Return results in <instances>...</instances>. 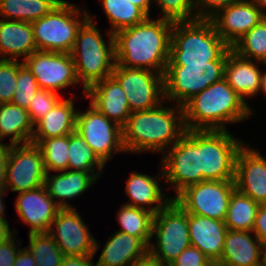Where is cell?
Instances as JSON below:
<instances>
[{
	"label": "cell",
	"instance_id": "11a10c76",
	"mask_svg": "<svg viewBox=\"0 0 266 266\" xmlns=\"http://www.w3.org/2000/svg\"><path fill=\"white\" fill-rule=\"evenodd\" d=\"M261 91L266 95V70L265 71L263 70L262 76H261V88H260V92Z\"/></svg>",
	"mask_w": 266,
	"mask_h": 266
},
{
	"label": "cell",
	"instance_id": "836d02e7",
	"mask_svg": "<svg viewBox=\"0 0 266 266\" xmlns=\"http://www.w3.org/2000/svg\"><path fill=\"white\" fill-rule=\"evenodd\" d=\"M105 164L99 159L83 137L74 131L69 134L67 170L104 173Z\"/></svg>",
	"mask_w": 266,
	"mask_h": 266
},
{
	"label": "cell",
	"instance_id": "ffe728a7",
	"mask_svg": "<svg viewBox=\"0 0 266 266\" xmlns=\"http://www.w3.org/2000/svg\"><path fill=\"white\" fill-rule=\"evenodd\" d=\"M159 171L153 177L146 173L132 172L125 182L124 192L130 199L125 204L147 210L154 215L163 209L172 200V197L167 196L162 189L160 185L162 183L160 180L164 179L162 167Z\"/></svg>",
	"mask_w": 266,
	"mask_h": 266
},
{
	"label": "cell",
	"instance_id": "d4e9b609",
	"mask_svg": "<svg viewBox=\"0 0 266 266\" xmlns=\"http://www.w3.org/2000/svg\"><path fill=\"white\" fill-rule=\"evenodd\" d=\"M263 242L252 231L228 230L225 236L224 248L220 266H254L262 262Z\"/></svg>",
	"mask_w": 266,
	"mask_h": 266
},
{
	"label": "cell",
	"instance_id": "db71d44e",
	"mask_svg": "<svg viewBox=\"0 0 266 266\" xmlns=\"http://www.w3.org/2000/svg\"><path fill=\"white\" fill-rule=\"evenodd\" d=\"M251 1L255 3L266 16V0H251Z\"/></svg>",
	"mask_w": 266,
	"mask_h": 266
},
{
	"label": "cell",
	"instance_id": "c3c4849f",
	"mask_svg": "<svg viewBox=\"0 0 266 266\" xmlns=\"http://www.w3.org/2000/svg\"><path fill=\"white\" fill-rule=\"evenodd\" d=\"M14 266H36L35 259L26 246L19 249Z\"/></svg>",
	"mask_w": 266,
	"mask_h": 266
},
{
	"label": "cell",
	"instance_id": "603a6c76",
	"mask_svg": "<svg viewBox=\"0 0 266 266\" xmlns=\"http://www.w3.org/2000/svg\"><path fill=\"white\" fill-rule=\"evenodd\" d=\"M260 64L265 68L266 64L244 59L232 50L227 54L224 79L246 104L248 98L260 93L263 72Z\"/></svg>",
	"mask_w": 266,
	"mask_h": 266
},
{
	"label": "cell",
	"instance_id": "7402d4cb",
	"mask_svg": "<svg viewBox=\"0 0 266 266\" xmlns=\"http://www.w3.org/2000/svg\"><path fill=\"white\" fill-rule=\"evenodd\" d=\"M100 178L97 172L65 170L57 174L47 173L44 186L61 209L76 208L67 200L81 197Z\"/></svg>",
	"mask_w": 266,
	"mask_h": 266
},
{
	"label": "cell",
	"instance_id": "1f68e13d",
	"mask_svg": "<svg viewBox=\"0 0 266 266\" xmlns=\"http://www.w3.org/2000/svg\"><path fill=\"white\" fill-rule=\"evenodd\" d=\"M259 203L235 190L229 200L224 220L228 230L252 231Z\"/></svg>",
	"mask_w": 266,
	"mask_h": 266
},
{
	"label": "cell",
	"instance_id": "d590c367",
	"mask_svg": "<svg viewBox=\"0 0 266 266\" xmlns=\"http://www.w3.org/2000/svg\"><path fill=\"white\" fill-rule=\"evenodd\" d=\"M28 238L26 248L34 257L36 266H61L65 256L48 232L28 234Z\"/></svg>",
	"mask_w": 266,
	"mask_h": 266
},
{
	"label": "cell",
	"instance_id": "484cf974",
	"mask_svg": "<svg viewBox=\"0 0 266 266\" xmlns=\"http://www.w3.org/2000/svg\"><path fill=\"white\" fill-rule=\"evenodd\" d=\"M35 51L30 22L0 19V59L24 61Z\"/></svg>",
	"mask_w": 266,
	"mask_h": 266
},
{
	"label": "cell",
	"instance_id": "816d5d0a",
	"mask_svg": "<svg viewBox=\"0 0 266 266\" xmlns=\"http://www.w3.org/2000/svg\"><path fill=\"white\" fill-rule=\"evenodd\" d=\"M133 5L138 6L148 17H151L152 12L151 5L154 3V0H129Z\"/></svg>",
	"mask_w": 266,
	"mask_h": 266
},
{
	"label": "cell",
	"instance_id": "f35d334b",
	"mask_svg": "<svg viewBox=\"0 0 266 266\" xmlns=\"http://www.w3.org/2000/svg\"><path fill=\"white\" fill-rule=\"evenodd\" d=\"M16 82L17 86L12 103L27 109L30 100L34 98L40 87L34 75L24 64L18 69Z\"/></svg>",
	"mask_w": 266,
	"mask_h": 266
},
{
	"label": "cell",
	"instance_id": "30bf717a",
	"mask_svg": "<svg viewBox=\"0 0 266 266\" xmlns=\"http://www.w3.org/2000/svg\"><path fill=\"white\" fill-rule=\"evenodd\" d=\"M243 145L228 130H200L202 182L234 180L236 156Z\"/></svg>",
	"mask_w": 266,
	"mask_h": 266
},
{
	"label": "cell",
	"instance_id": "5b68a950",
	"mask_svg": "<svg viewBox=\"0 0 266 266\" xmlns=\"http://www.w3.org/2000/svg\"><path fill=\"white\" fill-rule=\"evenodd\" d=\"M231 47L219 36L210 19L174 22L169 60L174 65L226 60Z\"/></svg>",
	"mask_w": 266,
	"mask_h": 266
},
{
	"label": "cell",
	"instance_id": "ab89813d",
	"mask_svg": "<svg viewBox=\"0 0 266 266\" xmlns=\"http://www.w3.org/2000/svg\"><path fill=\"white\" fill-rule=\"evenodd\" d=\"M22 61L0 59V104L10 103L16 91L18 69Z\"/></svg>",
	"mask_w": 266,
	"mask_h": 266
},
{
	"label": "cell",
	"instance_id": "bcb514c9",
	"mask_svg": "<svg viewBox=\"0 0 266 266\" xmlns=\"http://www.w3.org/2000/svg\"><path fill=\"white\" fill-rule=\"evenodd\" d=\"M9 155V145L0 143V191H7L6 187V167Z\"/></svg>",
	"mask_w": 266,
	"mask_h": 266
},
{
	"label": "cell",
	"instance_id": "6f0895ef",
	"mask_svg": "<svg viewBox=\"0 0 266 266\" xmlns=\"http://www.w3.org/2000/svg\"><path fill=\"white\" fill-rule=\"evenodd\" d=\"M254 266H266V260H263L262 262Z\"/></svg>",
	"mask_w": 266,
	"mask_h": 266
},
{
	"label": "cell",
	"instance_id": "8fae6325",
	"mask_svg": "<svg viewBox=\"0 0 266 266\" xmlns=\"http://www.w3.org/2000/svg\"><path fill=\"white\" fill-rule=\"evenodd\" d=\"M76 131L105 165L113 156L127 153L123 145L122 127L91 104L84 111L78 110Z\"/></svg>",
	"mask_w": 266,
	"mask_h": 266
},
{
	"label": "cell",
	"instance_id": "9c48e42d",
	"mask_svg": "<svg viewBox=\"0 0 266 266\" xmlns=\"http://www.w3.org/2000/svg\"><path fill=\"white\" fill-rule=\"evenodd\" d=\"M164 184L173 187L175 199L184 189L202 182L200 170V130H187L162 155Z\"/></svg>",
	"mask_w": 266,
	"mask_h": 266
},
{
	"label": "cell",
	"instance_id": "b9f144b4",
	"mask_svg": "<svg viewBox=\"0 0 266 266\" xmlns=\"http://www.w3.org/2000/svg\"><path fill=\"white\" fill-rule=\"evenodd\" d=\"M213 262L197 247L189 246L170 266H212Z\"/></svg>",
	"mask_w": 266,
	"mask_h": 266
},
{
	"label": "cell",
	"instance_id": "74e56055",
	"mask_svg": "<svg viewBox=\"0 0 266 266\" xmlns=\"http://www.w3.org/2000/svg\"><path fill=\"white\" fill-rule=\"evenodd\" d=\"M160 9L158 18L172 22H183L197 19L195 0H154ZM161 16V17H160Z\"/></svg>",
	"mask_w": 266,
	"mask_h": 266
},
{
	"label": "cell",
	"instance_id": "f907efd6",
	"mask_svg": "<svg viewBox=\"0 0 266 266\" xmlns=\"http://www.w3.org/2000/svg\"><path fill=\"white\" fill-rule=\"evenodd\" d=\"M14 233L18 234V231L11 229L8 222H0V245L7 241Z\"/></svg>",
	"mask_w": 266,
	"mask_h": 266
},
{
	"label": "cell",
	"instance_id": "ba28073f",
	"mask_svg": "<svg viewBox=\"0 0 266 266\" xmlns=\"http://www.w3.org/2000/svg\"><path fill=\"white\" fill-rule=\"evenodd\" d=\"M151 239L148 252L166 266L191 245L188 213L174 199L154 215Z\"/></svg>",
	"mask_w": 266,
	"mask_h": 266
},
{
	"label": "cell",
	"instance_id": "6da1fadb",
	"mask_svg": "<svg viewBox=\"0 0 266 266\" xmlns=\"http://www.w3.org/2000/svg\"><path fill=\"white\" fill-rule=\"evenodd\" d=\"M173 24L166 19L148 17L140 24L113 34L116 64L164 75Z\"/></svg>",
	"mask_w": 266,
	"mask_h": 266
},
{
	"label": "cell",
	"instance_id": "3957f363",
	"mask_svg": "<svg viewBox=\"0 0 266 266\" xmlns=\"http://www.w3.org/2000/svg\"><path fill=\"white\" fill-rule=\"evenodd\" d=\"M226 80L215 82L183 105L187 130H227V124L249 119L254 113Z\"/></svg>",
	"mask_w": 266,
	"mask_h": 266
},
{
	"label": "cell",
	"instance_id": "7c38bea8",
	"mask_svg": "<svg viewBox=\"0 0 266 266\" xmlns=\"http://www.w3.org/2000/svg\"><path fill=\"white\" fill-rule=\"evenodd\" d=\"M235 190L234 180L203 181L187 187L174 200L187 213L224 221Z\"/></svg>",
	"mask_w": 266,
	"mask_h": 266
},
{
	"label": "cell",
	"instance_id": "f1b7e54d",
	"mask_svg": "<svg viewBox=\"0 0 266 266\" xmlns=\"http://www.w3.org/2000/svg\"><path fill=\"white\" fill-rule=\"evenodd\" d=\"M34 132L29 113L16 104H0V143L10 137L9 146L31 143Z\"/></svg>",
	"mask_w": 266,
	"mask_h": 266
},
{
	"label": "cell",
	"instance_id": "277c9868",
	"mask_svg": "<svg viewBox=\"0 0 266 266\" xmlns=\"http://www.w3.org/2000/svg\"><path fill=\"white\" fill-rule=\"evenodd\" d=\"M96 16L89 19L77 33L71 51L78 81L82 85L84 96L86 89L99 80L111 77L116 64L114 35L107 30L106 40L94 22Z\"/></svg>",
	"mask_w": 266,
	"mask_h": 266
},
{
	"label": "cell",
	"instance_id": "f546056e",
	"mask_svg": "<svg viewBox=\"0 0 266 266\" xmlns=\"http://www.w3.org/2000/svg\"><path fill=\"white\" fill-rule=\"evenodd\" d=\"M63 0H0V17L33 22L51 12Z\"/></svg>",
	"mask_w": 266,
	"mask_h": 266
},
{
	"label": "cell",
	"instance_id": "e575fe53",
	"mask_svg": "<svg viewBox=\"0 0 266 266\" xmlns=\"http://www.w3.org/2000/svg\"><path fill=\"white\" fill-rule=\"evenodd\" d=\"M231 49L244 59L266 64V18L245 33Z\"/></svg>",
	"mask_w": 266,
	"mask_h": 266
},
{
	"label": "cell",
	"instance_id": "9f6ffc18",
	"mask_svg": "<svg viewBox=\"0 0 266 266\" xmlns=\"http://www.w3.org/2000/svg\"><path fill=\"white\" fill-rule=\"evenodd\" d=\"M263 255L264 259L266 260V239L263 241Z\"/></svg>",
	"mask_w": 266,
	"mask_h": 266
},
{
	"label": "cell",
	"instance_id": "ee69618b",
	"mask_svg": "<svg viewBox=\"0 0 266 266\" xmlns=\"http://www.w3.org/2000/svg\"><path fill=\"white\" fill-rule=\"evenodd\" d=\"M16 236L17 234L14 233L7 241L0 245V266H14L22 243L21 239L16 240Z\"/></svg>",
	"mask_w": 266,
	"mask_h": 266
},
{
	"label": "cell",
	"instance_id": "ac0fdd59",
	"mask_svg": "<svg viewBox=\"0 0 266 266\" xmlns=\"http://www.w3.org/2000/svg\"><path fill=\"white\" fill-rule=\"evenodd\" d=\"M266 16L251 0L231 4L210 18L219 36L232 47Z\"/></svg>",
	"mask_w": 266,
	"mask_h": 266
},
{
	"label": "cell",
	"instance_id": "4dcf8cb0",
	"mask_svg": "<svg viewBox=\"0 0 266 266\" xmlns=\"http://www.w3.org/2000/svg\"><path fill=\"white\" fill-rule=\"evenodd\" d=\"M116 218L121 226L117 231L138 237L149 247L152 241L153 213L122 203Z\"/></svg>",
	"mask_w": 266,
	"mask_h": 266
},
{
	"label": "cell",
	"instance_id": "8d00e7d4",
	"mask_svg": "<svg viewBox=\"0 0 266 266\" xmlns=\"http://www.w3.org/2000/svg\"><path fill=\"white\" fill-rule=\"evenodd\" d=\"M37 146L41 150L47 173H57L67 170L69 134L42 139Z\"/></svg>",
	"mask_w": 266,
	"mask_h": 266
},
{
	"label": "cell",
	"instance_id": "8992f818",
	"mask_svg": "<svg viewBox=\"0 0 266 266\" xmlns=\"http://www.w3.org/2000/svg\"><path fill=\"white\" fill-rule=\"evenodd\" d=\"M85 6L63 0L42 18L31 22L34 41L39 51L71 53L77 33L89 19Z\"/></svg>",
	"mask_w": 266,
	"mask_h": 266
},
{
	"label": "cell",
	"instance_id": "f5cc1de1",
	"mask_svg": "<svg viewBox=\"0 0 266 266\" xmlns=\"http://www.w3.org/2000/svg\"><path fill=\"white\" fill-rule=\"evenodd\" d=\"M7 191H0V222H8L5 218V202H4V195L6 194Z\"/></svg>",
	"mask_w": 266,
	"mask_h": 266
},
{
	"label": "cell",
	"instance_id": "d6a6232c",
	"mask_svg": "<svg viewBox=\"0 0 266 266\" xmlns=\"http://www.w3.org/2000/svg\"><path fill=\"white\" fill-rule=\"evenodd\" d=\"M110 22L109 32H116L144 22L148 16L129 0H100Z\"/></svg>",
	"mask_w": 266,
	"mask_h": 266
},
{
	"label": "cell",
	"instance_id": "681fc988",
	"mask_svg": "<svg viewBox=\"0 0 266 266\" xmlns=\"http://www.w3.org/2000/svg\"><path fill=\"white\" fill-rule=\"evenodd\" d=\"M131 266H166L160 260L152 256L149 252L139 258Z\"/></svg>",
	"mask_w": 266,
	"mask_h": 266
},
{
	"label": "cell",
	"instance_id": "44dd1931",
	"mask_svg": "<svg viewBox=\"0 0 266 266\" xmlns=\"http://www.w3.org/2000/svg\"><path fill=\"white\" fill-rule=\"evenodd\" d=\"M85 96L109 120L121 127L126 124L131 113L130 107L124 90L112 76L88 87Z\"/></svg>",
	"mask_w": 266,
	"mask_h": 266
},
{
	"label": "cell",
	"instance_id": "7dc6e473",
	"mask_svg": "<svg viewBox=\"0 0 266 266\" xmlns=\"http://www.w3.org/2000/svg\"><path fill=\"white\" fill-rule=\"evenodd\" d=\"M95 255L65 256L61 266H95Z\"/></svg>",
	"mask_w": 266,
	"mask_h": 266
},
{
	"label": "cell",
	"instance_id": "60d3db41",
	"mask_svg": "<svg viewBox=\"0 0 266 266\" xmlns=\"http://www.w3.org/2000/svg\"><path fill=\"white\" fill-rule=\"evenodd\" d=\"M62 94L55 93L53 91L39 89L34 95V98L30 100L29 106L26 109L29 113L30 120L35 125L41 120L56 103L62 98Z\"/></svg>",
	"mask_w": 266,
	"mask_h": 266
},
{
	"label": "cell",
	"instance_id": "cb8c5ba5",
	"mask_svg": "<svg viewBox=\"0 0 266 266\" xmlns=\"http://www.w3.org/2000/svg\"><path fill=\"white\" fill-rule=\"evenodd\" d=\"M191 246L197 247L213 263H217L228 231L224 221L188 213Z\"/></svg>",
	"mask_w": 266,
	"mask_h": 266
},
{
	"label": "cell",
	"instance_id": "e0dca14e",
	"mask_svg": "<svg viewBox=\"0 0 266 266\" xmlns=\"http://www.w3.org/2000/svg\"><path fill=\"white\" fill-rule=\"evenodd\" d=\"M234 182L238 192L266 203V156L244 143L236 156Z\"/></svg>",
	"mask_w": 266,
	"mask_h": 266
},
{
	"label": "cell",
	"instance_id": "4fadbf2b",
	"mask_svg": "<svg viewBox=\"0 0 266 266\" xmlns=\"http://www.w3.org/2000/svg\"><path fill=\"white\" fill-rule=\"evenodd\" d=\"M111 76L124 90L131 112L153 109L164 101L163 74L115 64Z\"/></svg>",
	"mask_w": 266,
	"mask_h": 266
},
{
	"label": "cell",
	"instance_id": "7a4b0ae2",
	"mask_svg": "<svg viewBox=\"0 0 266 266\" xmlns=\"http://www.w3.org/2000/svg\"><path fill=\"white\" fill-rule=\"evenodd\" d=\"M164 100L149 110L131 112L122 127L123 145L127 153L163 155L185 133L183 106H166ZM165 105V106H164Z\"/></svg>",
	"mask_w": 266,
	"mask_h": 266
},
{
	"label": "cell",
	"instance_id": "9a60e30c",
	"mask_svg": "<svg viewBox=\"0 0 266 266\" xmlns=\"http://www.w3.org/2000/svg\"><path fill=\"white\" fill-rule=\"evenodd\" d=\"M77 209H60L48 233L64 256L95 255L100 243L93 237Z\"/></svg>",
	"mask_w": 266,
	"mask_h": 266
},
{
	"label": "cell",
	"instance_id": "2e32d148",
	"mask_svg": "<svg viewBox=\"0 0 266 266\" xmlns=\"http://www.w3.org/2000/svg\"><path fill=\"white\" fill-rule=\"evenodd\" d=\"M22 62L36 78L40 89L60 94L59 91L80 83L70 53L37 50Z\"/></svg>",
	"mask_w": 266,
	"mask_h": 266
},
{
	"label": "cell",
	"instance_id": "4316f807",
	"mask_svg": "<svg viewBox=\"0 0 266 266\" xmlns=\"http://www.w3.org/2000/svg\"><path fill=\"white\" fill-rule=\"evenodd\" d=\"M61 98L41 120L34 125L31 143L38 144L42 139L60 137L76 131L78 109H75V94Z\"/></svg>",
	"mask_w": 266,
	"mask_h": 266
},
{
	"label": "cell",
	"instance_id": "f6af8a7d",
	"mask_svg": "<svg viewBox=\"0 0 266 266\" xmlns=\"http://www.w3.org/2000/svg\"><path fill=\"white\" fill-rule=\"evenodd\" d=\"M252 232L261 242L266 239V203L259 205Z\"/></svg>",
	"mask_w": 266,
	"mask_h": 266
},
{
	"label": "cell",
	"instance_id": "7bdbcfd3",
	"mask_svg": "<svg viewBox=\"0 0 266 266\" xmlns=\"http://www.w3.org/2000/svg\"><path fill=\"white\" fill-rule=\"evenodd\" d=\"M245 0H195L197 19H210L219 10Z\"/></svg>",
	"mask_w": 266,
	"mask_h": 266
},
{
	"label": "cell",
	"instance_id": "5bb4252c",
	"mask_svg": "<svg viewBox=\"0 0 266 266\" xmlns=\"http://www.w3.org/2000/svg\"><path fill=\"white\" fill-rule=\"evenodd\" d=\"M46 175L42 153L36 144L9 146L6 167L7 193L37 189L44 185Z\"/></svg>",
	"mask_w": 266,
	"mask_h": 266
},
{
	"label": "cell",
	"instance_id": "d6986e66",
	"mask_svg": "<svg viewBox=\"0 0 266 266\" xmlns=\"http://www.w3.org/2000/svg\"><path fill=\"white\" fill-rule=\"evenodd\" d=\"M14 205L22 223L30 226L29 234L49 232L52 221L61 209L44 185L18 193Z\"/></svg>",
	"mask_w": 266,
	"mask_h": 266
},
{
	"label": "cell",
	"instance_id": "83f0119b",
	"mask_svg": "<svg viewBox=\"0 0 266 266\" xmlns=\"http://www.w3.org/2000/svg\"><path fill=\"white\" fill-rule=\"evenodd\" d=\"M101 249L95 266H131L148 253V246L138 237L115 231Z\"/></svg>",
	"mask_w": 266,
	"mask_h": 266
},
{
	"label": "cell",
	"instance_id": "52a82bcc",
	"mask_svg": "<svg viewBox=\"0 0 266 266\" xmlns=\"http://www.w3.org/2000/svg\"><path fill=\"white\" fill-rule=\"evenodd\" d=\"M226 60L174 65L168 60L163 75L164 100L183 106L189 99L224 78Z\"/></svg>",
	"mask_w": 266,
	"mask_h": 266
}]
</instances>
